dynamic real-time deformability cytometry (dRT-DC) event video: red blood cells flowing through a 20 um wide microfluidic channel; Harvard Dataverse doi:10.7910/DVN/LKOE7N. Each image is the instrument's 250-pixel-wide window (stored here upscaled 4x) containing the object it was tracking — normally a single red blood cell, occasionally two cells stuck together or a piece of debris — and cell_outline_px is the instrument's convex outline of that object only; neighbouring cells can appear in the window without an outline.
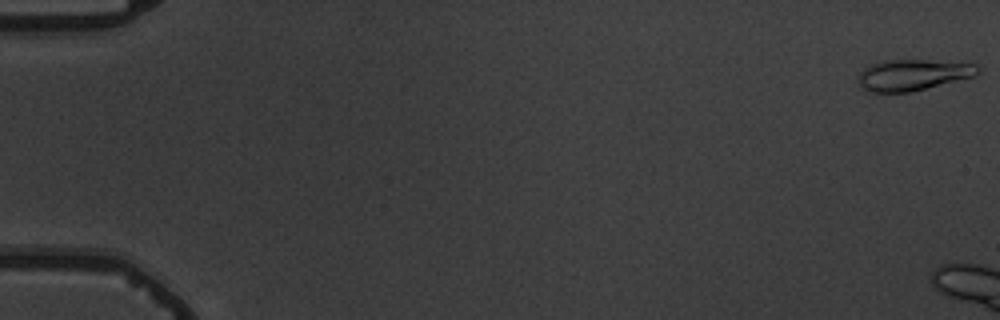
{"species": "common noctule bat (a hibernating species)", "species_latin": "Nyctalus noctula", "temperature_condition": "warm", "stored_images_in_passage": 4, "camera_frame_rate_fps": 3000, "um_per_image_px": 0.085, "animal": {"sex": "male", "body_mass_g": 19.5, "forearm_length_mm": 54.6}, "frame": {"image": 1, "passage_image": 1, "time_ms": 0.0, "image_size_px": [1000, 320], "cell_outline_px": [[980, 72], [972, 76], [908, 92], [868, 92], [856, 80], [860, 72], [864, 68], [880, 60], [924, 60], [976, 64], [980, 68]], "centroid_in_image_um": [77.53, 6.35], "position_along_channel_um": 7.5, "area_um2": 21.27}}